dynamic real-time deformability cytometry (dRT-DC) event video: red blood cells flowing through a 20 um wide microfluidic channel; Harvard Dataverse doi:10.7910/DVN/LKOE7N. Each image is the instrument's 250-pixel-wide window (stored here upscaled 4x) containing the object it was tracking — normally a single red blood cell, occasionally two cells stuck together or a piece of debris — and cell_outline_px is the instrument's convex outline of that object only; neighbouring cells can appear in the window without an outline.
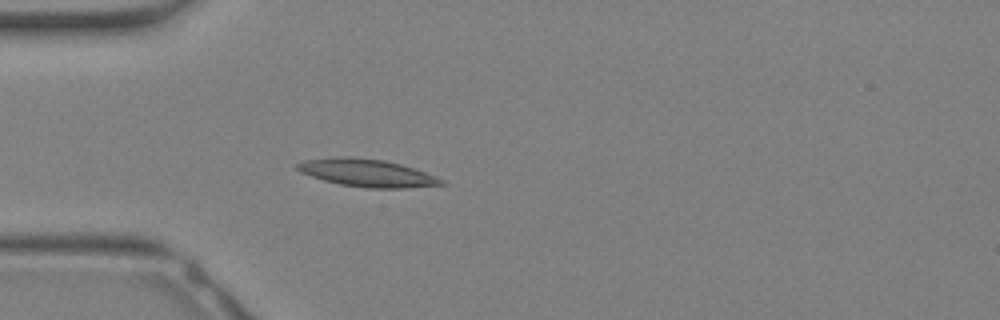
{"species": "Egyptian fruit bat (a non-hibernating species)", "species_latin": "Rousettus aegyptiacus", "temperature_condition": "warm", "stored_images_in_passage": 26, "camera_frame_rate_fps": 3000, "um_per_image_px": 0.085, "animal": {"sex": "female"}, "frame": {"image": 1, "passage_image": 5, "time_ms": 1.333, "image_size_px": [1000, 320], "cell_outline_px": [[448, 184], [404, 188], [368, 188], [340, 184], [324, 180], [300, 172], [296, 168], [296, 164], [304, 160], [332, 156], [348, 156], [384, 160], [400, 164], [436, 176], [444, 180]], "centroid_in_image_um": [31.18, 14.69], "position_along_channel_um": 53.8, "area_um2": 23.18}}
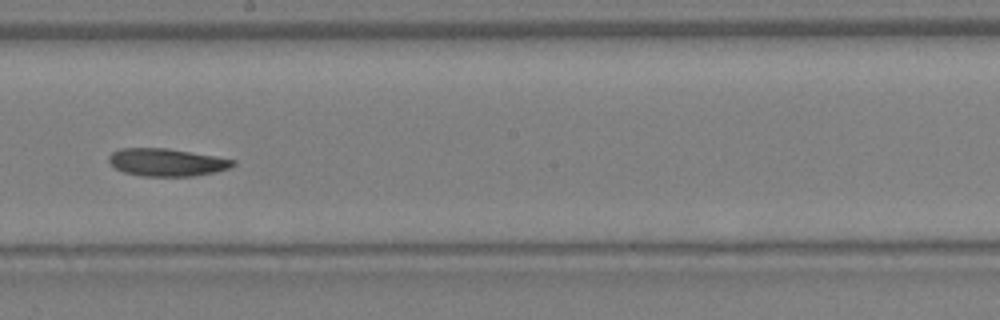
{"frame": {"image": 2, "passage_image": 14, "time_ms": 4.333, "image_size_px": [1000, 320], "cell_outline_px": [[236, 164], [228, 168], [216, 172], [192, 176], [140, 176], [124, 172], [116, 168], [108, 160], [108, 156], [112, 152], [120, 148], [168, 148], [236, 160]], "centroid_in_image_um": [14.16, 13.79], "position_along_channel_um": 234.0, "area_um2": 19.94}}
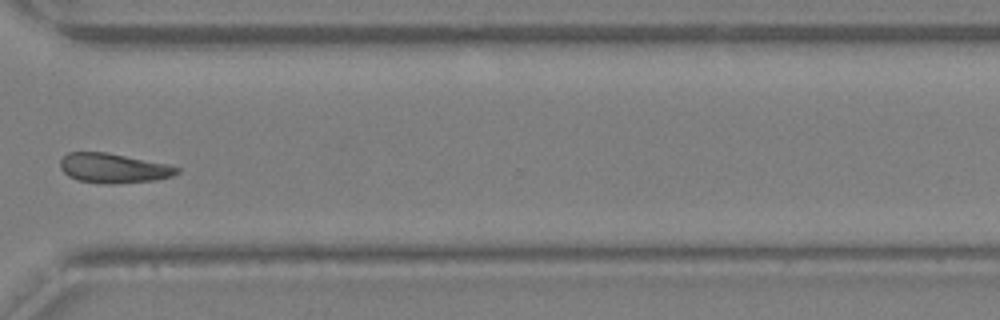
{"frame": {"image": 3, "passage_image": 20, "time_ms": 6.333, "image_size_px": [1000, 320], "cell_outline_px": [[180, 172], [172, 176], [156, 180], [112, 184], [76, 180], [68, 176], [60, 168], [60, 160], [68, 152], [108, 152], [168, 164], [180, 168]], "centroid_in_image_um": [9.65, 14.29], "position_along_channel_um": 360.9, "area_um2": 20.23}}